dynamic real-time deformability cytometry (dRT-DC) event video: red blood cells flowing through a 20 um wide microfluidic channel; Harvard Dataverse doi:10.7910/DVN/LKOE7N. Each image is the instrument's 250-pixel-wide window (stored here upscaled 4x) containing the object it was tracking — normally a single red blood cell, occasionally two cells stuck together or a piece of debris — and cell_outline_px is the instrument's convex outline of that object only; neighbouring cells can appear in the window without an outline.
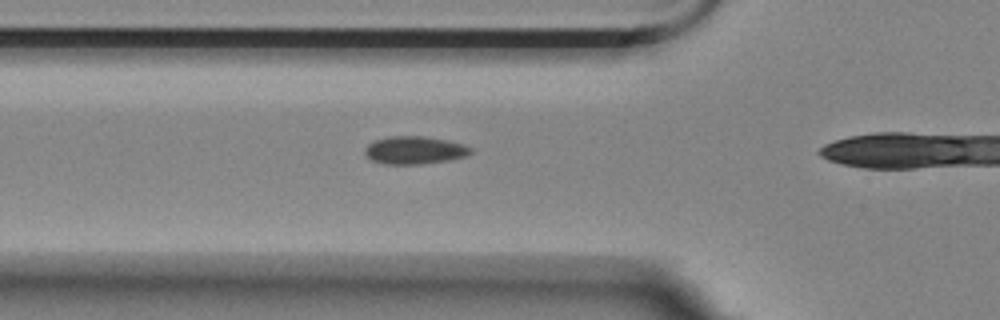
{"species": "Egyptian fruit bat (a non-hibernating species)", "species_latin": "Rousettus aegyptiacus", "temperature_condition": "room temperature", "stored_images_in_passage": 37, "camera_frame_rate_fps": 3000, "um_per_image_px": 0.085, "animal": {"sex": "female"}, "frame": {"image": 1, "passage_image": 12, "time_ms": 3.667, "image_size_px": [1000, 320], "cell_outline_px": [[472, 152], [468, 156], [448, 160], [420, 164], [384, 164], [372, 160], [364, 152], [364, 148], [368, 144], [376, 140], [388, 136], [424, 136], [444, 140], [460, 144], [472, 148]], "centroid_in_image_um": [35.22, 12.77], "position_along_channel_um": 90.6, "area_um2": 16.99}}
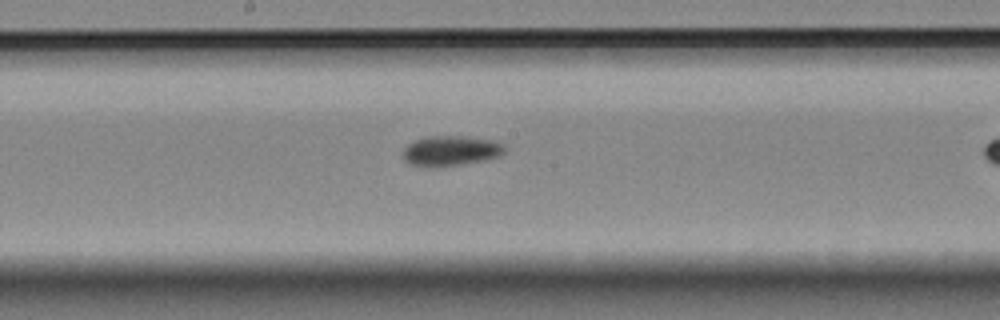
{"frame": {"image": 2, "passage_image": 22, "time_ms": 7.0, "image_size_px": [1000, 320], "cell_outline_px": [[504, 152], [500, 156], [484, 160], [464, 164], [436, 168], [424, 168], [408, 164], [404, 160], [404, 148], [408, 144], [416, 140], [428, 136], [464, 136], [492, 140], [504, 144]], "centroid_in_image_um": [38.29, 12.84], "position_along_channel_um": 209.9, "area_um2": 18.15}}
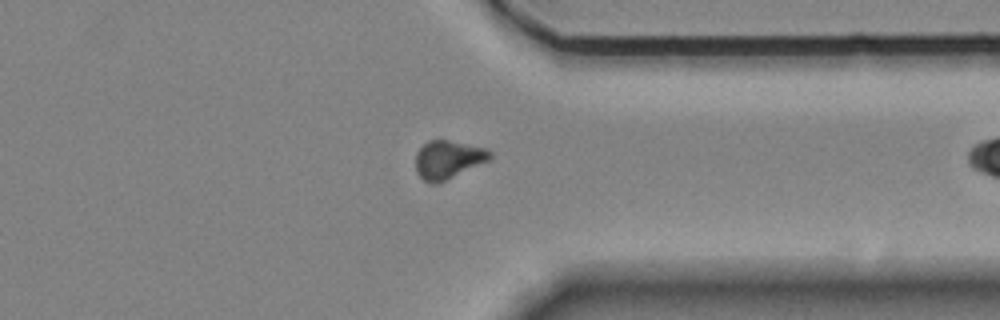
{"frame": {"image": 3, "passage_image": 36, "time_ms": 11.667, "image_size_px": [1000, 320], "cell_outline_px": [[492, 160], [436, 184], [432, 184], [424, 180], [416, 172], [416, 152], [428, 140], [448, 140], [484, 148], [492, 152]], "centroid_in_image_um": [38.1, 13.57], "position_along_channel_um": 373.3, "area_um2": 16.59}}